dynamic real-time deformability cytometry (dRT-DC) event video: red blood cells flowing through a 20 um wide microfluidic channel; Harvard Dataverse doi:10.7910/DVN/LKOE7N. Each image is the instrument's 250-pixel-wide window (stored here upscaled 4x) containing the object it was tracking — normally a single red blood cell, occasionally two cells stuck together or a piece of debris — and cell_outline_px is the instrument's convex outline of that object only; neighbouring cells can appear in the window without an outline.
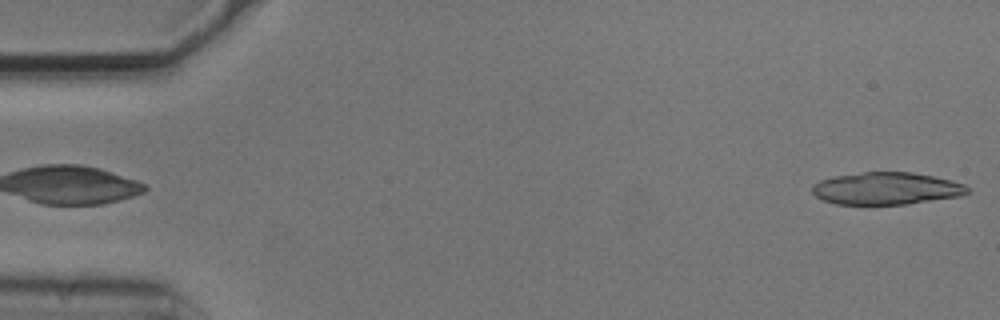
{"species": "common noctule bat (a hibernating species)", "species_latin": "Nyctalus noctula", "temperature_condition": "cold", "stored_images_in_passage": 4, "camera_frame_rate_fps": 3000, "um_per_image_px": 0.085, "animal": {"sex": "male", "body_mass_g": 20.5, "forearm_length_mm": 52.5}, "frame": {"image": 1, "passage_image": 4, "time_ms": 1.0, "image_size_px": [1000, 320], "cell_outline_px": [[972, 188], [968, 192], [960, 196], [908, 204], [836, 204], [824, 200], [816, 196], [812, 192], [812, 184], [820, 180], [836, 176], [864, 172], [912, 172], [952, 180], [964, 184]], "centroid_in_image_um": [75.37, 16.02], "position_along_channel_um": 9.6, "area_um2": 29.19}}